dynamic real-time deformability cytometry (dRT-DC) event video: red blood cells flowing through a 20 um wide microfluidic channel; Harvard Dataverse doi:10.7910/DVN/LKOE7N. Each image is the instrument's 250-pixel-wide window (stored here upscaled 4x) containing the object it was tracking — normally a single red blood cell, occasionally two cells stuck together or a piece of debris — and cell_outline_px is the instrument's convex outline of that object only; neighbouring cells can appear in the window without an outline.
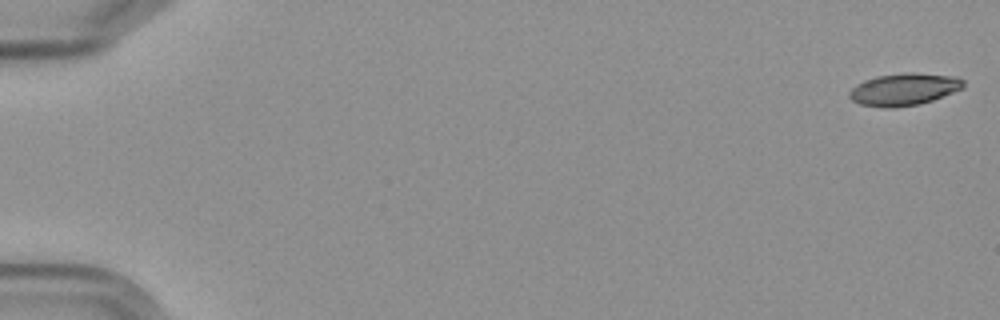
{"species": "Egyptian fruit bat (a non-hibernating species)", "species_latin": "Rousettus aegyptiacus", "temperature_condition": "cold", "stored_images_in_passage": 7, "camera_frame_rate_fps": 3000, "um_per_image_px": 0.085, "frame": {"image": 1, "passage_image": 1, "time_ms": 0.0, "image_size_px": [1000, 320], "cell_outline_px": [[964, 88], [932, 100], [920, 104], [892, 108], [888, 108], [860, 104], [852, 100], [848, 96], [848, 92], [856, 84], [864, 80], [876, 76], [904, 72], [916, 72], [956, 76], [964, 80]], "centroid_in_image_um": [76.84, 7.58], "position_along_channel_um": 8.2, "area_um2": 21.62}}
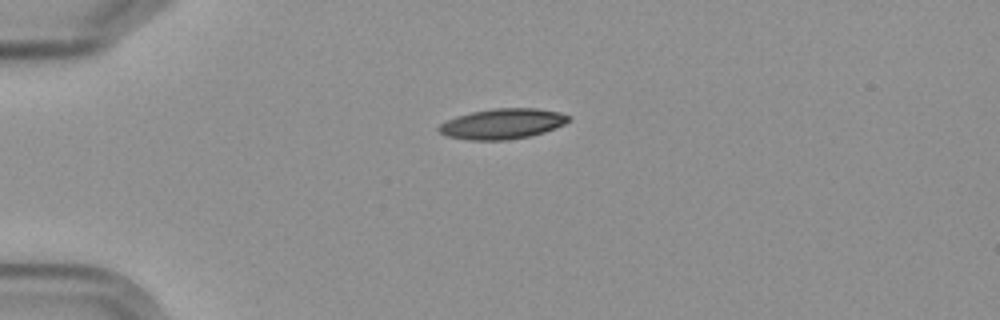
{"frame": {"image": 2, "passage_image": 5, "time_ms": 4.667, "image_size_px": [1000, 320], "cell_outline_px": [[572, 120], [556, 128], [544, 132], [528, 136], [508, 140], [472, 140], [448, 136], [440, 132], [436, 128], [440, 124], [456, 116], [472, 112], [492, 108], [536, 108], [556, 112], [572, 116]], "centroid_in_image_um": [42.73, 10.52], "position_along_channel_um": 42.3, "area_um2": 22.89}}
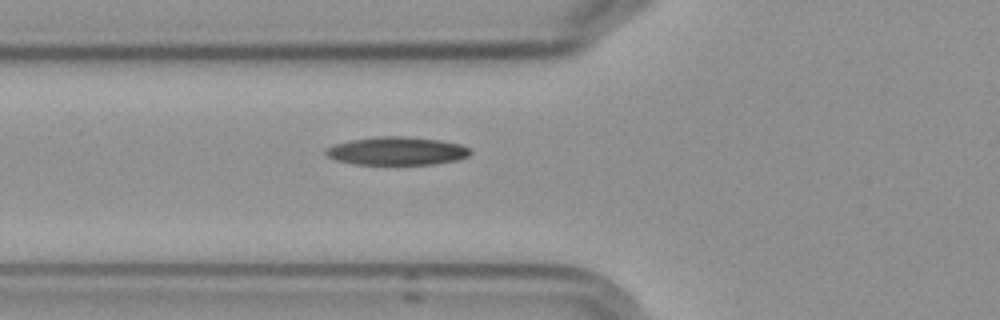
{"frame": {"image": 3, "passage_image": 7, "time_ms": 7.0, "image_size_px": [1000, 320], "cell_outline_px": [[472, 152], [468, 156], [456, 160], [432, 164], [352, 164], [336, 160], [328, 156], [324, 152], [324, 148], [348, 140], [376, 136], [404, 136], [440, 140], [460, 144], [472, 148]], "centroid_in_image_um": [33.72, 12.82], "position_along_channel_um": 92.1, "area_um2": 23.87}}